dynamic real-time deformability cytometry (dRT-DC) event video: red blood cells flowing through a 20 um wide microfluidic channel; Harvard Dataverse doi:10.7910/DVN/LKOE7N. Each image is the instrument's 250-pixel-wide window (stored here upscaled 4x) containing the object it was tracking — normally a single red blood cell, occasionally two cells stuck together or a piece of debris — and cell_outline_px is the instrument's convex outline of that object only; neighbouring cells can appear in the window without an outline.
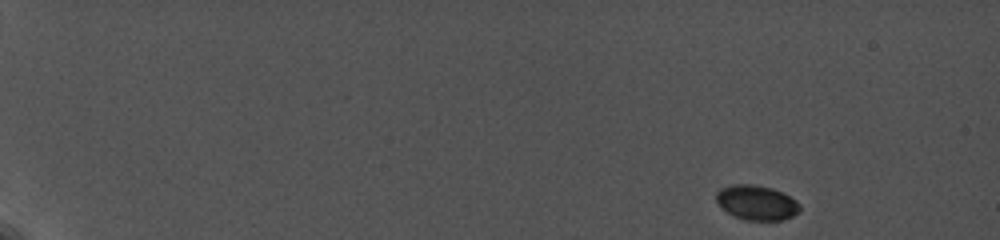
{"species": "common noctule bat (a hibernating species)", "species_latin": "Nyctalus noctula", "temperature_condition": "cold", "stored_images_in_passage": 41, "camera_frame_rate_fps": 5000, "um_per_image_px": 0.085, "animal": {"sex": "female", "body_mass_g": 19.0, "forearm_length_mm": 56.7}, "frame": {"image": 1, "passage_image": 1, "time_ms": 0.0, "image_size_px": [1000, 240], "cell_outline_px": [[800, 212], [792, 216], [780, 220], [744, 220], [732, 216], [716, 200], [716, 192], [720, 188], [732, 184], [752, 184], [772, 188], [784, 192], [796, 200], [800, 204]], "centroid_in_image_um": [64.33, 17.21], "position_along_channel_um": 20.7, "area_um2": 17.05}}
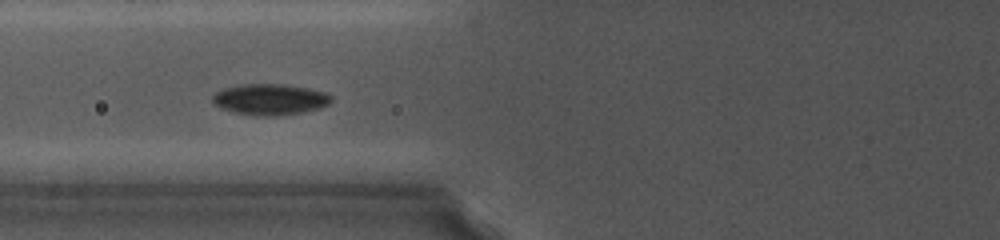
{"frame": {"image": 2, "passage_image": 18, "time_ms": 7.0, "image_size_px": [1000, 240], "cell_outline_px": [[332, 100], [328, 104], [320, 108], [304, 112], [272, 116], [252, 116], [220, 108], [212, 104], [212, 96], [216, 92], [224, 88], [240, 84], [284, 84], [308, 88], [324, 92], [332, 96]], "centroid_in_image_um": [22.92, 8.45], "position_along_channel_um": 102.9, "area_um2": 21.62}}
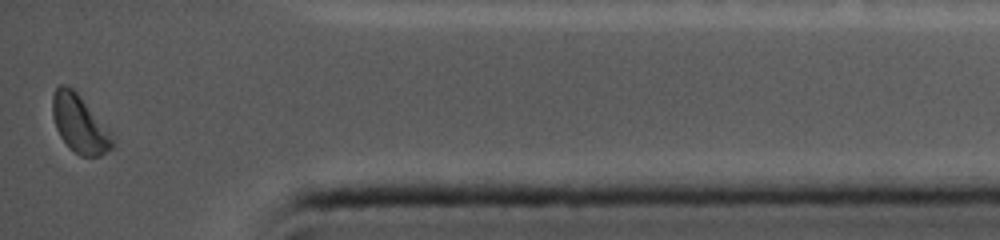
{"frame": {"image": 3, "passage_image": 41, "time_ms": 16.0, "image_size_px": [1000, 240], "cell_outline_px": [[112, 148], [100, 156], [80, 156], [60, 136], [56, 128], [52, 116], [52, 96], [56, 88], [60, 84], [64, 84], [72, 88], [80, 96], [108, 128], [112, 140]], "centroid_in_image_um": [6.74, 10.5], "position_along_channel_um": 428.5, "area_um2": 19.77}, "authors_computed_cell_mechanics": {"area_um2": 19.1896, "velocity_mm_per_s": 3.7168, "shape_relaxation_time_tau1_ms": 2.9243, "shape_relaxation_time_tau2_ms": null, "deformation_change_tau1": 0.0846, "deformation_change_tau2": null}}